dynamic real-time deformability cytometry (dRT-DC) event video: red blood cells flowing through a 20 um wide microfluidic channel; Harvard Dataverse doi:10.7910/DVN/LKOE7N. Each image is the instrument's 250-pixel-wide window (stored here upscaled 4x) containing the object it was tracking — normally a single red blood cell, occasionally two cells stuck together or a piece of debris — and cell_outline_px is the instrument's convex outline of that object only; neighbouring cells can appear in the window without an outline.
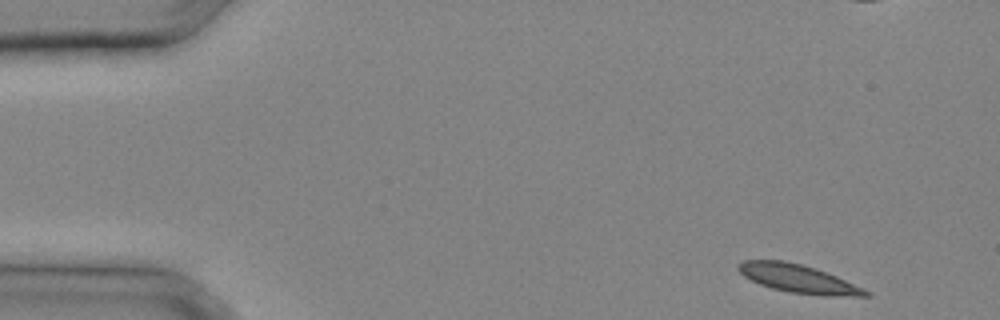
{"species": "common noctule bat (a hibernating species)", "species_latin": "Nyctalus noctula", "temperature_condition": "cold", "stored_images_in_passage": 29, "camera_frame_rate_fps": 3000, "um_per_image_px": 0.085, "animal": {"sex": "male", "body_mass_g": 20.4}, "frame": {"image": 1, "passage_image": 1, "time_ms": 0.0, "image_size_px": [1000, 320], "cell_outline_px": [[872, 296], [824, 296], [788, 292], [772, 288], [760, 284], [744, 276], [736, 268], [744, 260], [784, 260], [816, 268], [836, 276], [864, 288], [872, 292]], "centroid_in_image_um": [67.9, 23.7], "position_along_channel_um": 17.1, "area_um2": 20.98}}
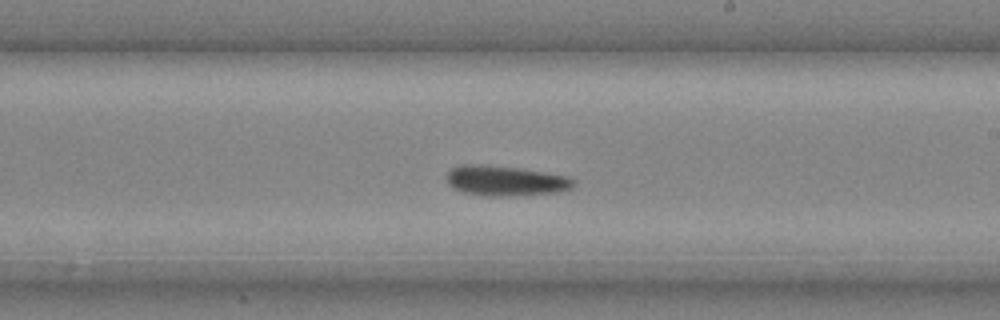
{"frame": {"image": 2, "passage_image": 17, "time_ms": 5.333, "image_size_px": [1000, 320], "cell_outline_px": [[576, 184], [572, 188], [560, 192], [500, 196], [484, 196], [460, 192], [452, 188], [444, 180], [444, 176], [452, 168], [460, 164], [480, 164], [520, 168], [572, 176], [576, 180]], "centroid_in_image_um": [42.95, 15.36], "position_along_channel_um": 246.0, "area_um2": 22.89}}
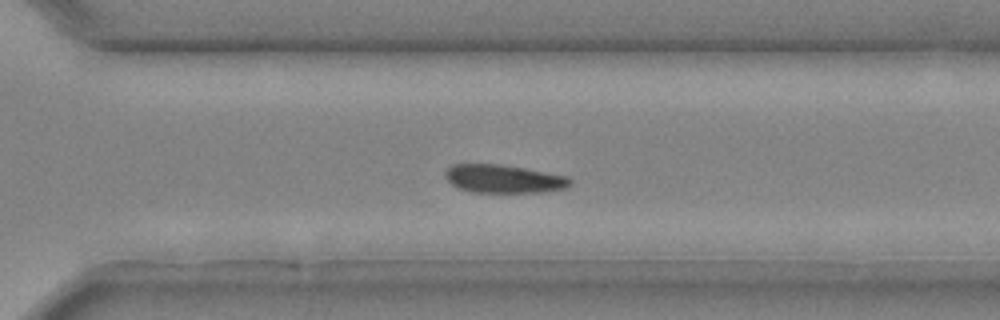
{"frame": {"image": 3, "passage_image": 21, "time_ms": 6.667, "image_size_px": [1000, 320], "cell_outline_px": [[572, 184], [564, 188], [544, 192], [472, 192], [456, 188], [444, 176], [444, 172], [452, 164], [500, 164], [524, 168], [568, 176], [572, 180]], "centroid_in_image_um": [42.8, 15.2], "position_along_channel_um": 327.8, "area_um2": 20.63}}